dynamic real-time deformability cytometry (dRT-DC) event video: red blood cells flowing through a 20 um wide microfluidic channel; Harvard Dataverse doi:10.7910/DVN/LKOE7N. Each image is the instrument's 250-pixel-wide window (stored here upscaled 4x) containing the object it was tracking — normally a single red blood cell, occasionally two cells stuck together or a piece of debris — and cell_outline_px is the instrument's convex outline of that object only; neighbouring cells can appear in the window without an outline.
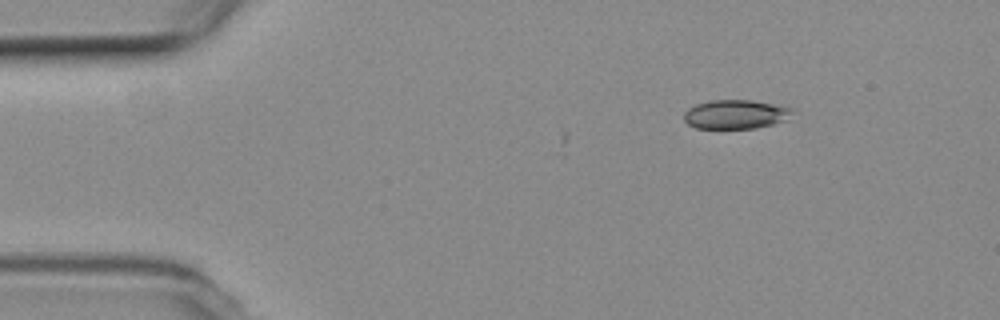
{"species": "common noctule bat (a hibernating species)", "species_latin": "Nyctalus noctula", "temperature_condition": "room temperature", "stored_images_in_passage": 6, "camera_frame_rate_fps": 3000, "um_per_image_px": 0.085, "animal": {"sex": "female", "body_mass_g": 19.3, "forearm_length_mm": 54.1}, "frame": {"image": 1, "passage_image": 1, "time_ms": 0.0, "image_size_px": [1000, 320], "cell_outline_px": [[796, 108], [788, 120], [756, 128], [696, 128], [688, 124], [684, 120], [684, 112], [688, 108], [696, 104], [712, 100], [752, 100], [780, 104]], "centroid_in_image_um": [62.6, 9.7], "position_along_channel_um": 22.4, "area_um2": 18.67}}